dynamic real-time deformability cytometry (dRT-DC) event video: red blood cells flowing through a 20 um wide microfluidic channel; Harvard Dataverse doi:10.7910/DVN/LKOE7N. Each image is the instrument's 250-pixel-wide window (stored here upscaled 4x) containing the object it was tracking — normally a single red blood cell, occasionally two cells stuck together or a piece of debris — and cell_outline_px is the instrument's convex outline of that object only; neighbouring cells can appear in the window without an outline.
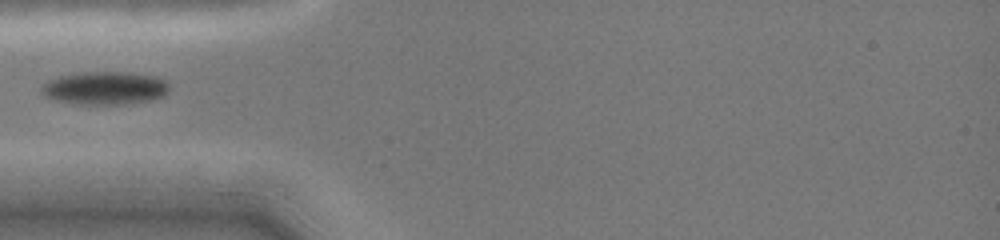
{"species": "common noctule bat (a hibernating species)", "species_latin": "Nyctalus noctula", "temperature_condition": "cold", "stored_images_in_passage": 16, "camera_frame_rate_fps": 3000, "um_per_image_px": 0.085, "animal": {"sex": "female", "body_mass_g": 19.0, "forearm_length_mm": 51.5}, "frame": {"image": 1, "passage_image": 1, "time_ms": 0.0, "image_size_px": [1000, 240], "cell_outline_px": [[168, 92], [164, 96], [148, 100], [128, 104], [80, 104], [56, 100], [44, 96], [40, 92], [40, 88], [48, 80], [60, 76], [84, 72], [128, 72], [152, 76], [164, 80], [168, 84]], "centroid_in_image_um": [8.89, 7.49], "position_along_channel_um": 76.1, "area_um2": 24.45}}
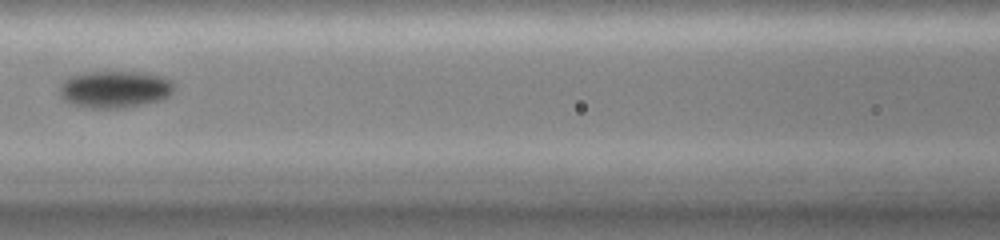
{"frame": {"image": 2, "passage_image": 5, "time_ms": 2.0, "image_size_px": [1000, 240], "cell_outline_px": [[176, 88], [168, 96], [160, 100], [144, 104], [124, 108], [88, 108], [72, 104], [64, 100], [60, 96], [60, 88], [64, 80], [68, 76], [84, 72], [140, 72], [164, 76], [172, 80], [176, 84]], "centroid_in_image_um": [9.79, 7.58], "position_along_channel_um": 156.8, "area_um2": 25.09}}
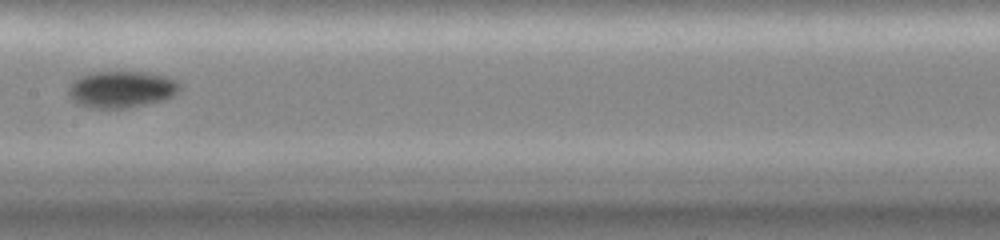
{"frame": {"image": 3, "passage_image": 7, "time_ms": 3.0, "image_size_px": [1000, 240], "cell_outline_px": [[180, 88], [172, 96], [164, 100], [128, 108], [88, 108], [76, 104], [68, 96], [68, 88], [72, 80], [80, 76], [92, 72], [144, 72], [164, 76], [180, 80]], "centroid_in_image_um": [10.29, 7.6], "position_along_channel_um": 197.1, "area_um2": 24.1}}